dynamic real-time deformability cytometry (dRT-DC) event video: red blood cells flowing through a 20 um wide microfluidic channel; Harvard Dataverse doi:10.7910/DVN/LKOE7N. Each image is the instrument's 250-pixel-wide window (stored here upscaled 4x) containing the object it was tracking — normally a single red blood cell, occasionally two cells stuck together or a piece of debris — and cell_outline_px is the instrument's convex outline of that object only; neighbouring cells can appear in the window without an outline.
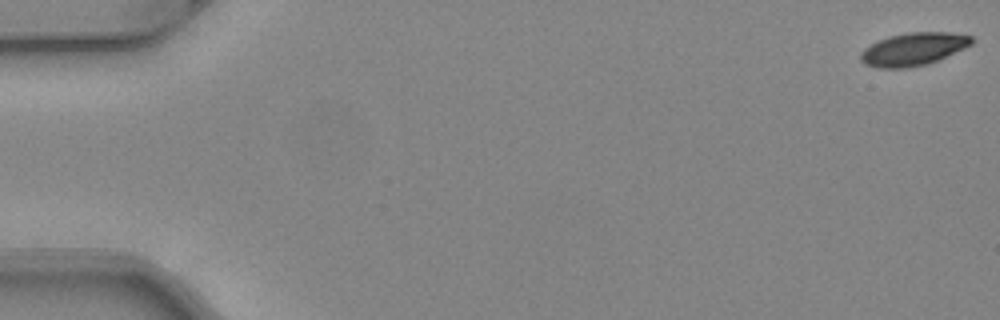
{"species": "common noctule bat (a hibernating species)", "species_latin": "Nyctalus noctula", "temperature_condition": "warm", "stored_images_in_passage": 51, "camera_frame_rate_fps": 3000, "um_per_image_px": 0.085, "animal": {"sex": "female", "body_mass_g": 24.6, "forearm_length_mm": 56.2}, "frame": {"image": 1, "passage_image": 1, "time_ms": 0.0, "image_size_px": [1000, 320], "cell_outline_px": [[972, 44], [964, 48], [936, 60], [924, 64], [908, 68], [876, 68], [864, 64], [860, 60], [860, 52], [864, 48], [888, 36], [908, 32], [948, 32], [972, 36]], "centroid_in_image_um": [77.59, 4.17], "position_along_channel_um": 7.4, "area_um2": 21.04}}
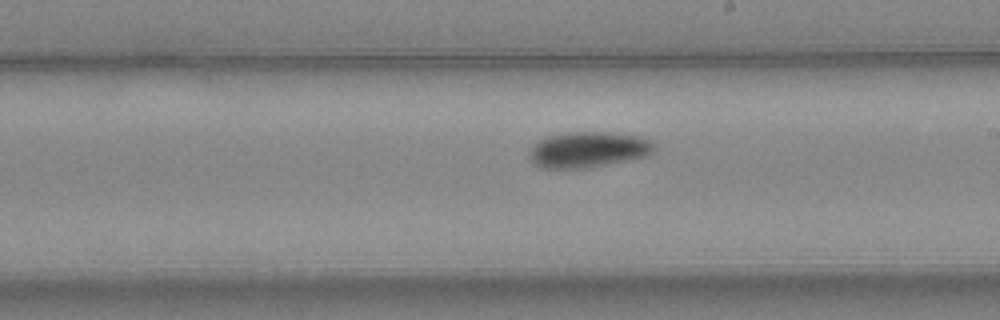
{"frame": {"image": 2, "passage_image": 30, "time_ms": 9.667, "image_size_px": [1000, 320], "cell_outline_px": [[656, 152], [648, 156], [632, 160], [592, 168], [540, 168], [528, 156], [532, 144], [548, 136], [568, 132], [608, 132], [640, 136], [648, 140], [652, 144]], "centroid_in_image_um": [50.02, 12.73], "position_along_channel_um": 239.0, "area_um2": 26.36}}
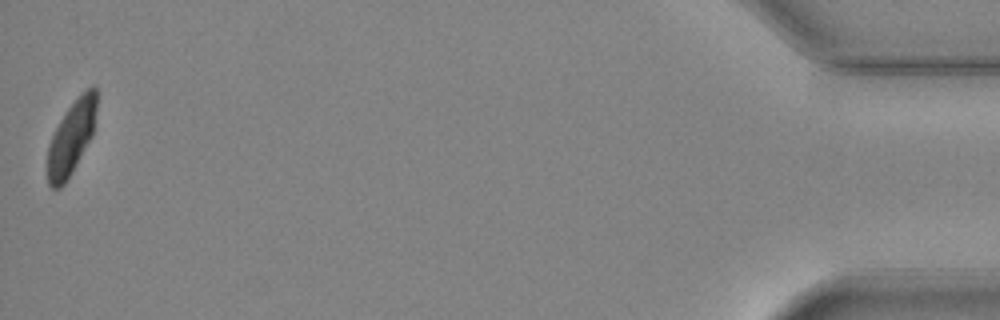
{"frame": {"image": 3, "passage_image": 51, "time_ms": 16.667, "image_size_px": [1000, 320], "cell_outline_px": [[96, 108], [92, 136], [64, 184], [60, 188], [52, 188], [48, 184], [48, 144], [60, 120], [68, 108], [80, 92], [88, 88], [96, 88]], "centroid_in_image_um": [6.05, 11.68], "position_along_channel_um": 429.1, "area_um2": 20.52}, "authors_computed_cell_mechanics": {"area_um2": 23.5824, "velocity_mm_per_s": 4.0718, "shape_relaxation_time_tau1_ms": 5.0514, "shape_relaxation_time_tau2_ms": 7.0243, "deformation_change_tau1": 0.1559, "deformation_change_tau2": 0.1012}}